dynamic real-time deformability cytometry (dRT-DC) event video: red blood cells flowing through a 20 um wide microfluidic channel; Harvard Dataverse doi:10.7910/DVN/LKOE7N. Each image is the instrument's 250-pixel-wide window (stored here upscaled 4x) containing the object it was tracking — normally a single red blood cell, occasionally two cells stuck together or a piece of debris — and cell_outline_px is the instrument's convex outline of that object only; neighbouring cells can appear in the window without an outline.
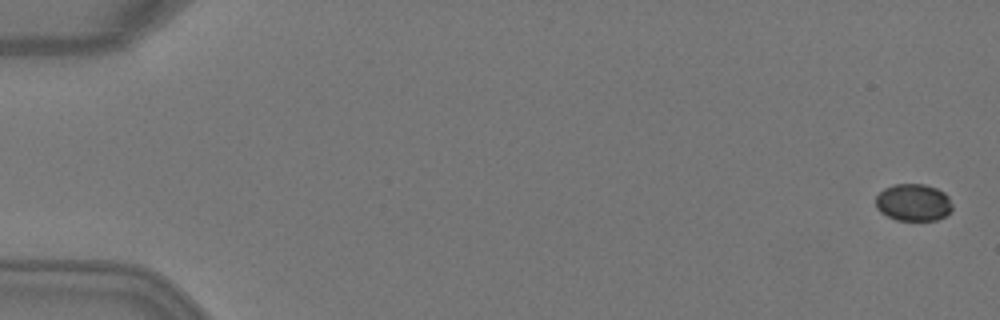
{"species": "Egyptian fruit bat (a non-hibernating species)", "species_latin": "Rousettus aegyptiacus", "temperature_condition": "warm", "stored_images_in_passage": 6, "camera_frame_rate_fps": 3000, "um_per_image_px": 0.085, "animal": {"sex": "female"}, "frame": {"image": 1, "passage_image": 1, "time_ms": 0.0, "image_size_px": [1000, 320], "cell_outline_px": [[952, 208], [944, 216], [936, 220], [896, 220], [880, 212], [876, 208], [876, 196], [884, 188], [896, 184], [924, 184], [936, 188], [944, 192], [948, 196], [952, 204]], "centroid_in_image_um": [77.62, 17.2], "position_along_channel_um": 7.4, "area_um2": 16.53}}
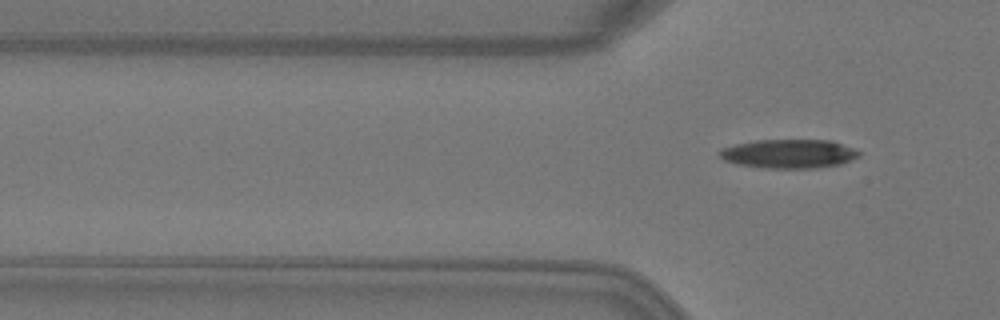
{"frame": {"image": 2, "passage_image": 6, "time_ms": 1.667, "image_size_px": [1000, 320], "cell_outline_px": [[860, 156], [844, 164], [820, 168], [764, 168], [736, 164], [724, 160], [716, 152], [720, 148], [736, 144], [756, 140], [832, 140], [856, 148], [860, 152]], "centroid_in_image_um": [67.09, 13.07], "position_along_channel_um": 58.7, "area_um2": 23.99}}